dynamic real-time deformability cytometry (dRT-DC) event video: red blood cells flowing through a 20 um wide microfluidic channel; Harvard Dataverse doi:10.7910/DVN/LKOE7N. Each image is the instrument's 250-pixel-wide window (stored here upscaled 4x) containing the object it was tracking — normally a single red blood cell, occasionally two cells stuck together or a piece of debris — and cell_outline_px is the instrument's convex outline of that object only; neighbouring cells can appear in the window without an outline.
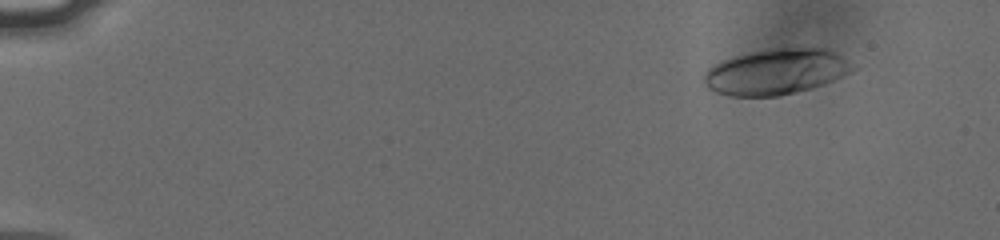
{"species": "human", "species_latin": "Homo sapiens", "temperature_condition": "cold", "stored_images_in_passage": 51, "camera_frame_rate_fps": 3000, "um_per_image_px": 0.085, "donor": {"sex": "male"}, "frame": {"image": 1, "passage_image": 1, "time_ms": 0.0, "image_size_px": [1000, 240], "cell_outline_px": [[856, 68], [832, 80], [812, 88], [796, 92], [776, 96], [732, 96], [716, 92], [708, 88], [704, 84], [704, 72], [708, 68], [732, 56], [748, 52], [780, 48], [820, 48], [832, 52], [840, 56]], "centroid_in_image_um": [65.89, 6.1], "position_along_channel_um": 19.1, "area_um2": 38.96}}
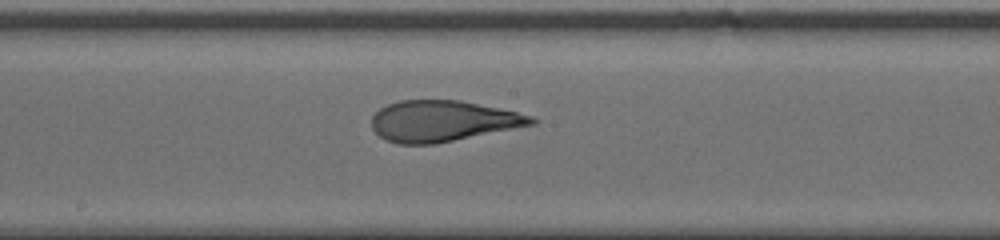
{"frame": {"image": 2, "passage_image": 27, "time_ms": 8.667, "image_size_px": [1000, 240], "cell_outline_px": [[540, 120], [536, 124], [432, 144], [400, 144], [388, 140], [380, 136], [372, 128], [372, 116], [380, 108], [388, 104], [400, 100], [460, 100], [516, 112], [532, 116]], "centroid_in_image_um": [37.63, 10.28], "position_along_channel_um": 210.6, "area_um2": 37.74}}
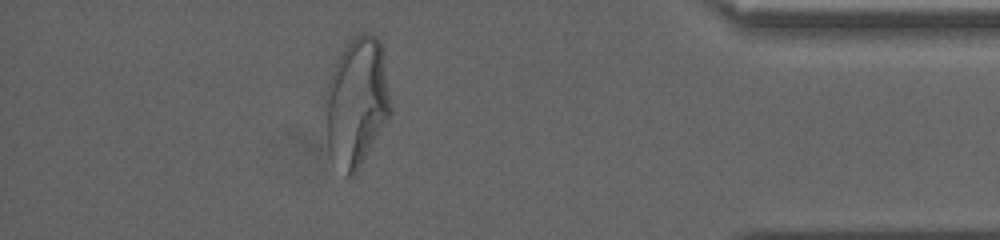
{"frame": {"image": 3, "passage_image": 45, "time_ms": 14.667, "image_size_px": [1000, 240], "cell_outline_px": [[392, 112], [356, 172], [348, 180], [344, 176], [328, 152], [328, 84], [332, 72], [344, 48], [352, 36], [364, 32], [368, 32], [376, 36], [380, 40], [384, 52], [392, 108]], "centroid_in_image_um": [30.38, 8.65], "position_along_channel_um": 404.8, "area_um2": 48.44}, "authors_computed_cell_mechanics": {"area_um2": 38.8416, "velocity_mm_per_s": 3.788, "shape_relaxation_time_tau1_ms": 8.0853, "shape_relaxation_time_tau2_ms": 0.9904, "deformation_change_tau1": 0.2821, "deformation_change_tau2": 0.0852}}